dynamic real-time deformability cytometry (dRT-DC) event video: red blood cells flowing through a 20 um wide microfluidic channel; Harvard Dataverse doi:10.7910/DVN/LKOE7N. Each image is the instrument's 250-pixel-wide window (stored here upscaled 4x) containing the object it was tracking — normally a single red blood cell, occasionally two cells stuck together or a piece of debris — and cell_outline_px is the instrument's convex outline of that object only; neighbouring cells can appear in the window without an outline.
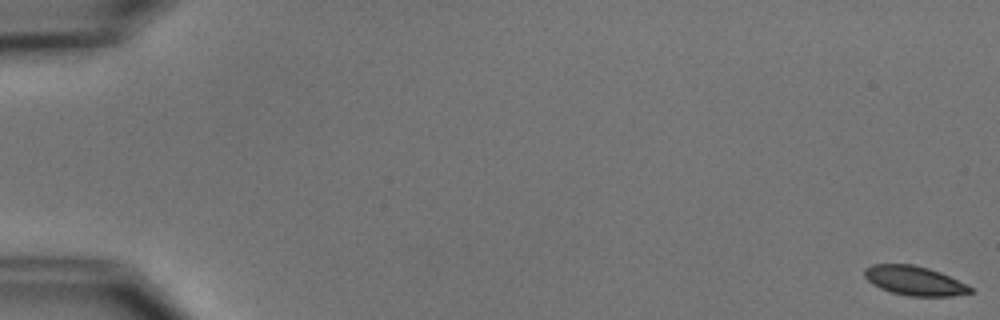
{"species": "common noctule bat (a hibernating species)", "species_latin": "Nyctalus noctula", "temperature_condition": "cold", "stored_images_in_passage": 5, "camera_frame_rate_fps": 3000, "um_per_image_px": 0.085, "animal": {"sex": "male", "body_mass_g": 15.6}, "frame": {"image": 1, "passage_image": 1, "time_ms": 0.0, "image_size_px": [1000, 320], "cell_outline_px": [[972, 292], [952, 296], [908, 296], [892, 292], [880, 288], [872, 284], [864, 276], [864, 268], [872, 264], [912, 264], [928, 268], [940, 272], [972, 288]], "centroid_in_image_um": [77.67, 23.85], "position_along_channel_um": 7.3, "area_um2": 17.86}}
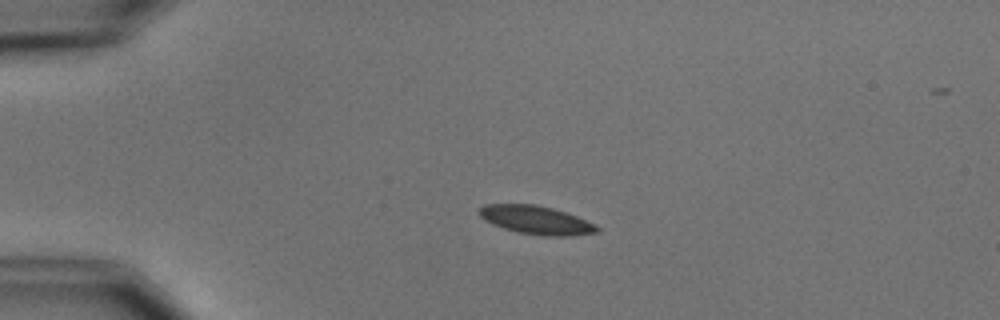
{"frame": {"image": 2, "passage_image": 4, "time_ms": 4.333, "image_size_px": [1000, 320], "cell_outline_px": [[600, 232], [572, 236], [544, 236], [516, 232], [492, 224], [484, 220], [480, 216], [480, 208], [484, 204], [536, 204], [552, 208], [576, 216], [596, 224], [600, 228]], "centroid_in_image_um": [45.6, 18.71], "position_along_channel_um": 39.4, "area_um2": 19.59}}